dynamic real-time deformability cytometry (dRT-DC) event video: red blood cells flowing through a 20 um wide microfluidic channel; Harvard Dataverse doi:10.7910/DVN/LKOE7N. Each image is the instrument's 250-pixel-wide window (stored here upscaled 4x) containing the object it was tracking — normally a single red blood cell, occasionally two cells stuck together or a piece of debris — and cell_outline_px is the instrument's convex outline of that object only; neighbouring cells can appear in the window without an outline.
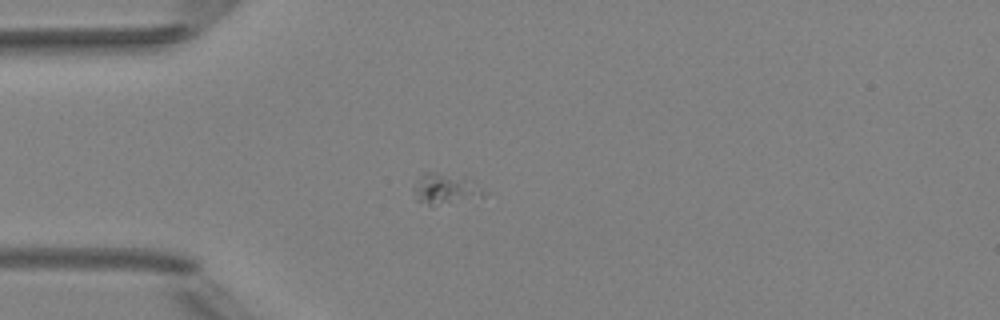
{"species": "Egyptian fruit bat (a non-hibernating species)", "species_latin": "Rousettus aegyptiacus", "temperature_condition": "room temperature", "stored_images_in_passage": 4, "camera_frame_rate_fps": 3000, "um_per_image_px": 0.085, "animal": {"sex": "female"}, "frame": {"image": 1, "passage_image": 3, "time_ms": 2.333, "image_size_px": [1000, 320], "cell_outline_px": [[484, 196], [432, 208], [416, 200], [412, 192], [412, 188], [420, 176], [424, 172], [432, 172], [464, 176], [476, 180]], "centroid_in_image_um": [37.81, 16.08], "position_along_channel_um": 47.2, "area_um2": 13.12}}